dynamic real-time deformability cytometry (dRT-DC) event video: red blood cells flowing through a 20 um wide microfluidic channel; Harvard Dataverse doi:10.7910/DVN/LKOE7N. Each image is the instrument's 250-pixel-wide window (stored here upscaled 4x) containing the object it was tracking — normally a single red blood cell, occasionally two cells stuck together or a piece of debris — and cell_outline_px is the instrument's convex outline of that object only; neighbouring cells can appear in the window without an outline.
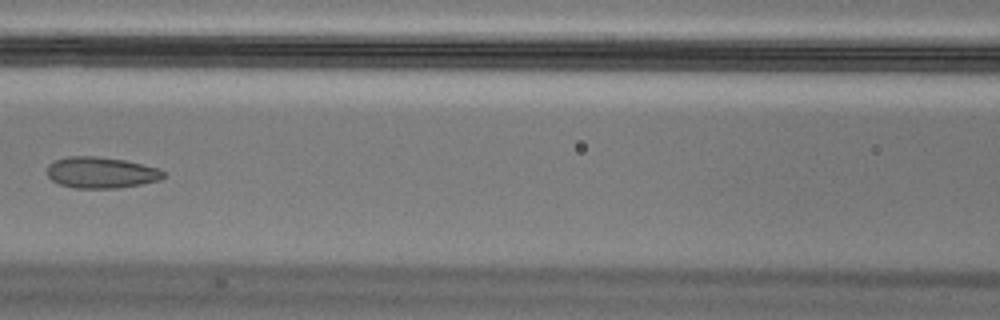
{"species": "Egyptian fruit bat (a non-hibernating species)", "species_latin": "Rousettus aegyptiacus", "temperature_condition": "cold", "stored_images_in_passage": 8, "camera_frame_rate_fps": 3000, "um_per_image_px": 0.085, "animal": {"sex": "male"}, "frame": {"image": 1, "passage_image": 5, "time_ms": 1.333, "image_size_px": [1000, 320], "cell_outline_px": [[168, 176], [160, 180], [140, 184], [116, 188], [76, 188], [60, 184], [52, 180], [48, 176], [48, 164], [56, 160], [68, 156], [96, 156], [124, 160], [156, 168], [164, 172]], "centroid_in_image_um": [8.59, 14.67], "position_along_channel_um": 158.0, "area_um2": 20.98}}